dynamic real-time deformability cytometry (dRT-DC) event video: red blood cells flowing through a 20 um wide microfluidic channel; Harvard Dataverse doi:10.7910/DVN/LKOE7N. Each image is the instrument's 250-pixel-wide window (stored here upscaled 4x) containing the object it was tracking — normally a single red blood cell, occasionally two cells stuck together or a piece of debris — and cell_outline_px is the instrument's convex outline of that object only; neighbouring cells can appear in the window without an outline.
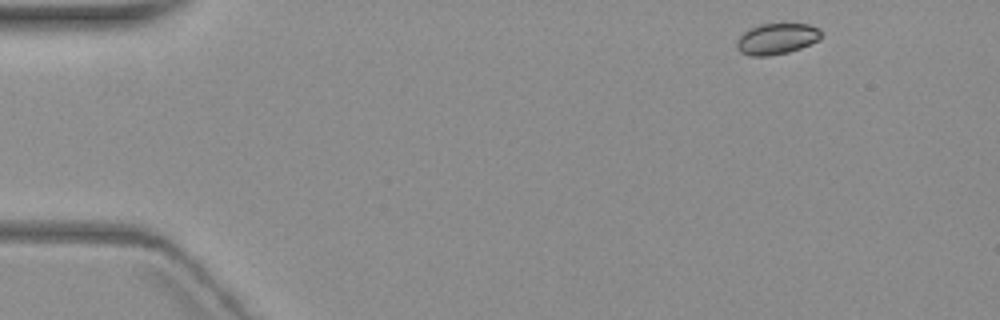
{"species": "common noctule bat (a hibernating species)", "species_latin": "Nyctalus noctula", "temperature_condition": "warm", "stored_images_in_passage": 5, "camera_frame_rate_fps": 3000, "um_per_image_px": 0.085, "animal": {"sex": "female", "body_mass_g": 19.3, "forearm_length_mm": 54.1}, "frame": {"image": 1, "passage_image": 1, "time_ms": 0.0, "image_size_px": [1000, 320], "cell_outline_px": [[820, 40], [800, 48], [788, 52], [768, 56], [752, 56], [740, 52], [736, 48], [736, 40], [744, 32], [760, 24], [808, 24], [820, 28]], "centroid_in_image_um": [66.01, 3.3], "position_along_channel_um": 19.0, "area_um2": 15.2}}